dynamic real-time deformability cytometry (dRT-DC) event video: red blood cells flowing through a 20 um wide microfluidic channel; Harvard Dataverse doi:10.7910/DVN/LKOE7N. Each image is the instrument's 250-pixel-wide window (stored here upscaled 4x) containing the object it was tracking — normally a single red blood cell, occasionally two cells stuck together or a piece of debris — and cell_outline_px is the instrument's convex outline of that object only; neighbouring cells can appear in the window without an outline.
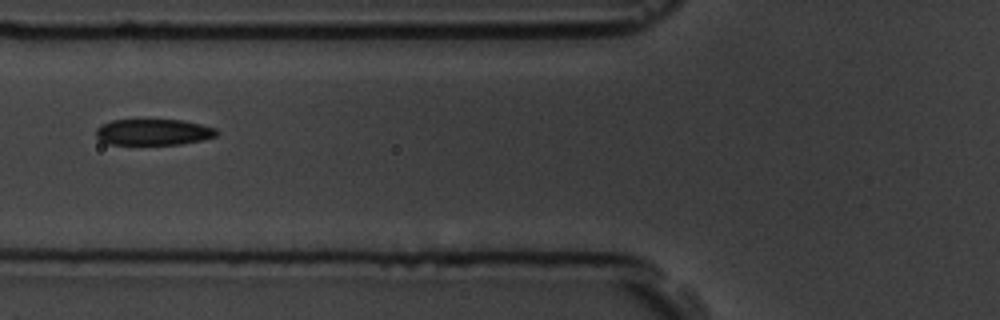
{"species": "common noctule bat (a hibernating species)", "species_latin": "Nyctalus noctula", "temperature_condition": "room temperature", "stored_images_in_passage": 6, "camera_frame_rate_fps": 3000, "um_per_image_px": 0.085, "animal": {"sex": "male", "body_mass_g": 19.5, "forearm_length_mm": 54.6}, "frame": {"image": 1, "passage_image": 3, "time_ms": 2.333, "image_size_px": [1000, 320], "cell_outline_px": [[220, 132], [216, 136], [200, 140], [180, 144], [108, 144], [100, 140], [96, 136], [96, 128], [100, 124], [112, 120], [184, 120], [216, 128]], "centroid_in_image_um": [13.03, 11.22], "position_along_channel_um": 112.8, "area_um2": 18.38}}
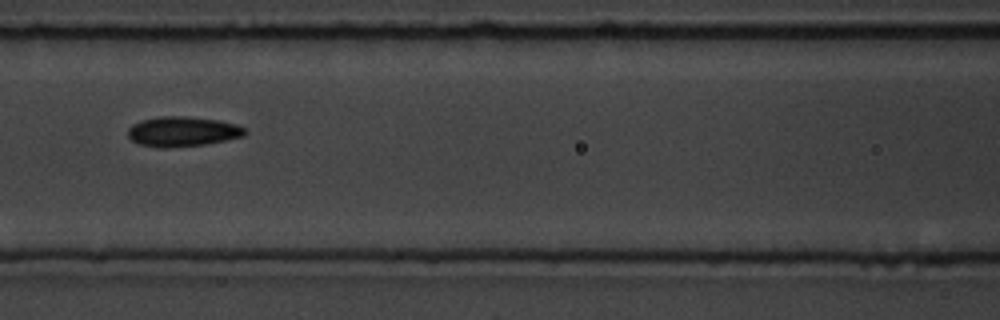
{"frame": {"image": 2, "passage_image": 4, "time_ms": 3.333, "image_size_px": [1000, 320], "cell_outline_px": [[244, 136], [204, 144], [164, 148], [160, 148], [140, 144], [132, 140], [128, 136], [128, 128], [132, 124], [144, 120], [160, 116], [184, 116], [220, 120], [236, 124], [244, 128]], "centroid_in_image_um": [15.49, 11.17], "position_along_channel_um": 151.1, "area_um2": 20.17}}
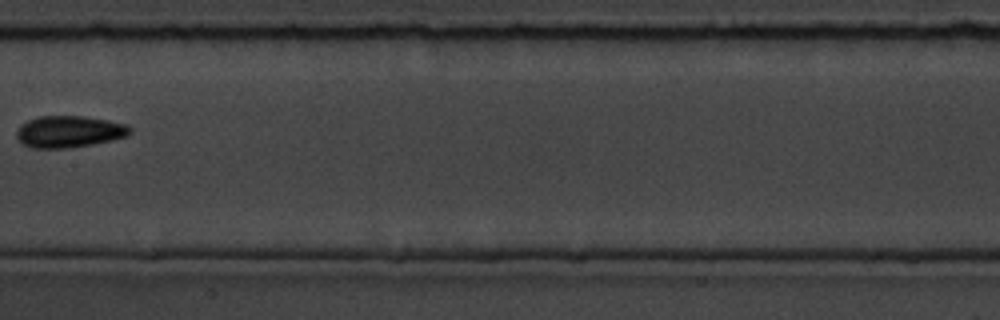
{"frame": {"image": 3, "passage_image": 5, "time_ms": 4.667, "image_size_px": [1000, 320], "cell_outline_px": [[132, 132], [128, 136], [112, 140], [72, 148], [32, 148], [20, 144], [16, 136], [16, 132], [20, 124], [28, 120], [40, 116], [84, 116], [108, 120], [128, 124], [132, 128]], "centroid_in_image_um": [5.88, 11.19], "position_along_channel_um": 201.5, "area_um2": 21.33}}